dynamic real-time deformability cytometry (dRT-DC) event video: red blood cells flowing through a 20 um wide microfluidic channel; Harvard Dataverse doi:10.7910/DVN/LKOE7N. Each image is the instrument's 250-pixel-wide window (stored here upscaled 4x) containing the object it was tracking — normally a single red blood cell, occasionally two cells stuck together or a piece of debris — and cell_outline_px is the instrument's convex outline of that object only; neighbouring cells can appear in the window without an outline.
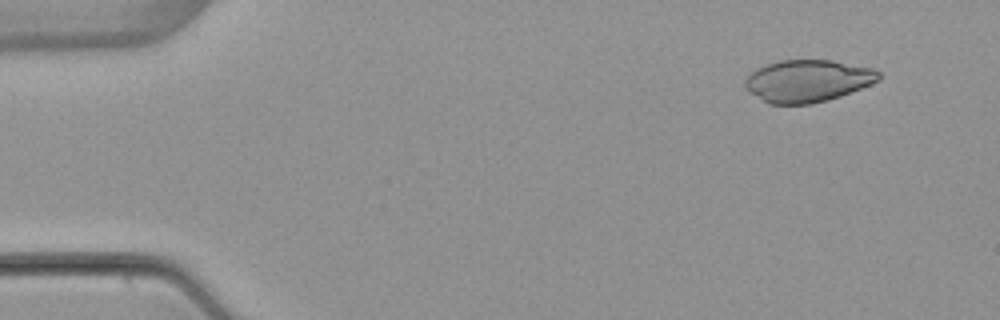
{"species": "common noctule bat (a hibernating species)", "species_latin": "Nyctalus noctula", "temperature_condition": "warm", "stored_images_in_passage": 4, "camera_frame_rate_fps": 3000, "um_per_image_px": 0.085, "animal": {"sex": "female", "body_mass_g": 22.7, "forearm_length_mm": 54.2}, "frame": {"image": 1, "passage_image": 2, "time_ms": 1.0, "image_size_px": [1000, 320], "cell_outline_px": [[880, 80], [872, 84], [840, 96], [828, 100], [812, 104], [768, 104], [748, 92], [744, 88], [744, 80], [756, 68], [780, 60], [832, 60], [872, 68], [880, 72]], "centroid_in_image_um": [68.63, 6.88], "position_along_channel_um": 16.4, "area_um2": 33.06}}